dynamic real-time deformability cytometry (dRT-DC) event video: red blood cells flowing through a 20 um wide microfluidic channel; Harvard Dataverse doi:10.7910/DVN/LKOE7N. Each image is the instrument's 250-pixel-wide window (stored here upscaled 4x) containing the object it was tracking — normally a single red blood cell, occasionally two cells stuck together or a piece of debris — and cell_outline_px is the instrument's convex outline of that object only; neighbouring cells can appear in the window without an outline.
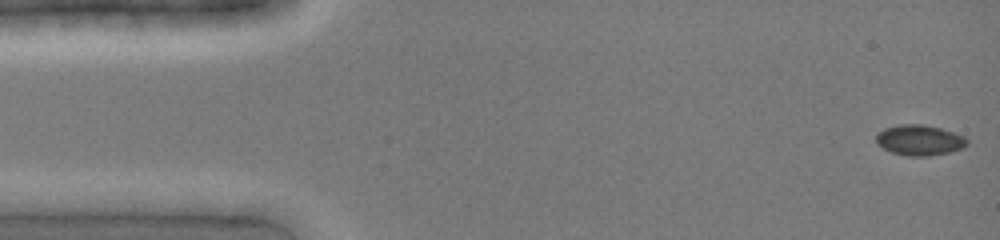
{"species": "common noctule bat (a hibernating species)", "species_latin": "Nyctalus noctula", "temperature_condition": "cold", "stored_images_in_passage": 2, "camera_frame_rate_fps": 3000, "um_per_image_px": 0.085, "animal": {"sex": "female", "body_mass_g": 19.0, "forearm_length_mm": 51.5}, "frame": {"image": 1, "passage_image": 1, "time_ms": 0.0, "image_size_px": [1000, 240], "cell_outline_px": [[968, 144], [964, 148], [948, 152], [928, 156], [908, 156], [892, 152], [876, 144], [876, 132], [884, 128], [900, 124], [924, 124], [940, 128], [964, 136], [968, 140]], "centroid_in_image_um": [78.14, 11.9], "position_along_channel_um": 6.9, "area_um2": 16.24}}